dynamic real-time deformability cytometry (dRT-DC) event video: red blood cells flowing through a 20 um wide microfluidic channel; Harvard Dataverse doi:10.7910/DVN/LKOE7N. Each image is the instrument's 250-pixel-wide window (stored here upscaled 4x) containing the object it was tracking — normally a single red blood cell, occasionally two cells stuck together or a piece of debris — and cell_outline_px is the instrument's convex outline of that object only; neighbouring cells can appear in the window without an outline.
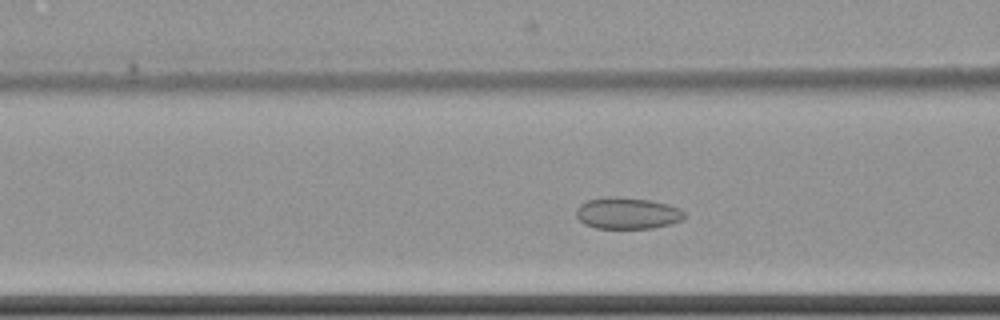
{"species": "common noctule bat (a hibernating species)", "species_latin": "Nyctalus noctula", "temperature_condition": "cold", "stored_images_in_passage": 52, "camera_frame_rate_fps": 3000, "um_per_image_px": 0.085, "animal": {"sex": "female", "body_mass_g": 22.7, "forearm_length_mm": 54.2}, "frame": {"image": 1, "passage_image": 16, "time_ms": 5.0, "image_size_px": [1000, 320], "cell_outline_px": [[684, 216], [680, 220], [668, 224], [652, 228], [596, 228], [584, 224], [576, 216], [576, 208], [580, 204], [588, 200], [616, 196], [652, 200], [668, 204], [680, 208], [684, 212]], "centroid_in_image_um": [53.31, 18.11], "position_along_channel_um": 113.3, "area_um2": 19.77}}
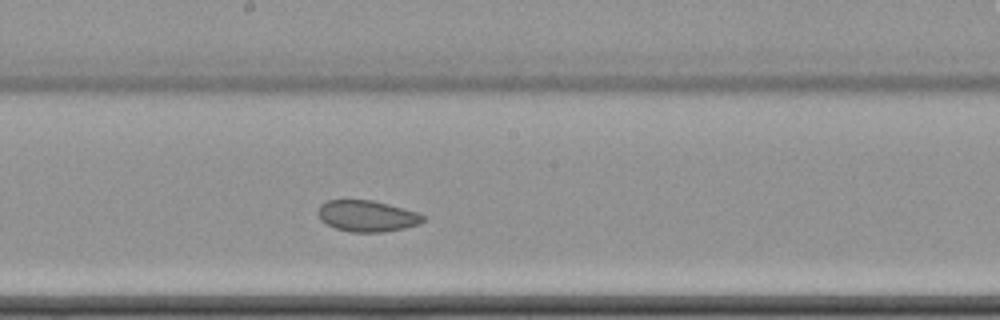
{"frame": {"image": 2, "passage_image": 25, "time_ms": 8.0, "image_size_px": [1000, 320], "cell_outline_px": [[424, 220], [420, 224], [404, 228], [384, 232], [352, 232], [336, 228], [320, 220], [320, 204], [328, 200], [372, 200], [404, 208], [416, 212], [424, 216]], "centroid_in_image_um": [31.23, 18.36], "position_along_channel_um": 217.0, "area_um2": 18.9}}
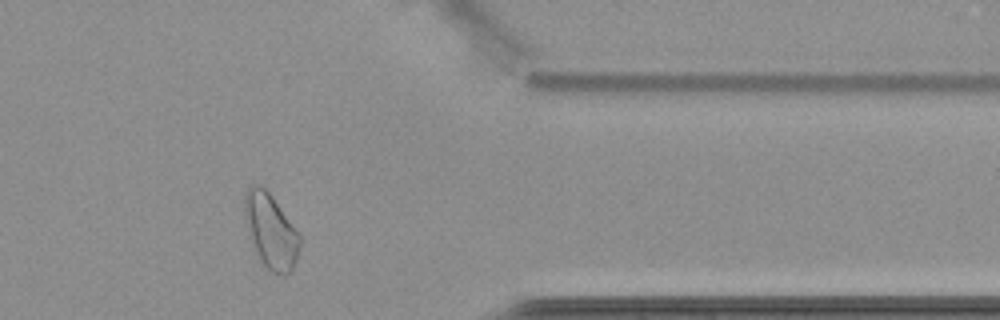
{"frame": {"image": 3, "passage_image": 41, "time_ms": 13.333, "image_size_px": [1000, 320], "cell_outline_px": [[300, 248], [296, 260], [292, 268], [288, 272], [272, 272], [256, 256], [244, 220], [244, 196], [248, 188], [256, 184], [260, 184], [272, 196], [300, 236]], "centroid_in_image_um": [22.97, 19.6], "position_along_channel_um": 388.4, "area_um2": 23.58}, "authors_computed_cell_mechanics": {"area_um2": 21.6172, "velocity_mm_per_s": 3.4627, "shape_relaxation_time_tau1_ms": null, "shape_relaxation_time_tau2_ms": 3.8488, "deformation_change_tau1": null, "deformation_change_tau2": 0.0704}}